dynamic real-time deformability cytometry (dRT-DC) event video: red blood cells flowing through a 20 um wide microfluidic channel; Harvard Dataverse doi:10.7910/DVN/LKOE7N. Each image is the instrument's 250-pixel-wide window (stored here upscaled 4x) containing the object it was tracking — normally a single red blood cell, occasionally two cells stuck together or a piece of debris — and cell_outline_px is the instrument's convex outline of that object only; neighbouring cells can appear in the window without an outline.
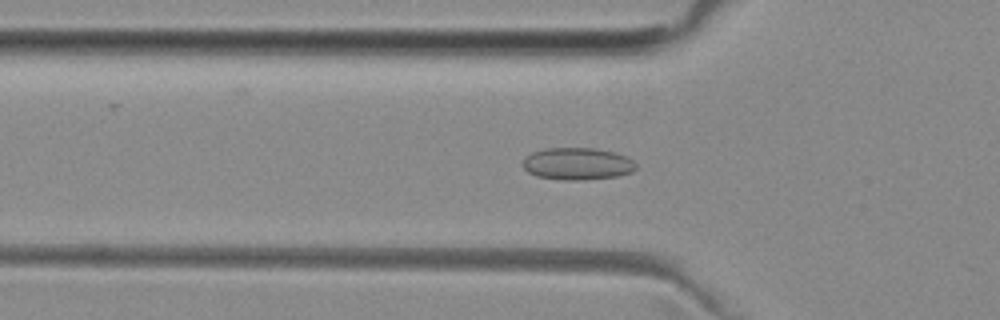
{"species": "common noctule bat (a hibernating species)", "species_latin": "Nyctalus noctula", "temperature_condition": "room temperature", "stored_images_in_passage": 32, "camera_frame_rate_fps": 3000, "um_per_image_px": 0.085, "animal": {"sex": "female", "body_mass_g": 29.2, "forearm_length_mm": 56.3}, "frame": {"image": 1, "passage_image": 17, "time_ms": 5.333, "image_size_px": [1000, 320], "cell_outline_px": [[636, 168], [632, 172], [616, 176], [584, 180], [560, 180], [536, 176], [528, 172], [520, 164], [524, 156], [532, 152], [544, 148], [596, 148], [616, 152], [628, 156], [636, 164]], "centroid_in_image_um": [49.05, 13.91], "position_along_channel_um": 76.8, "area_um2": 21.62}}
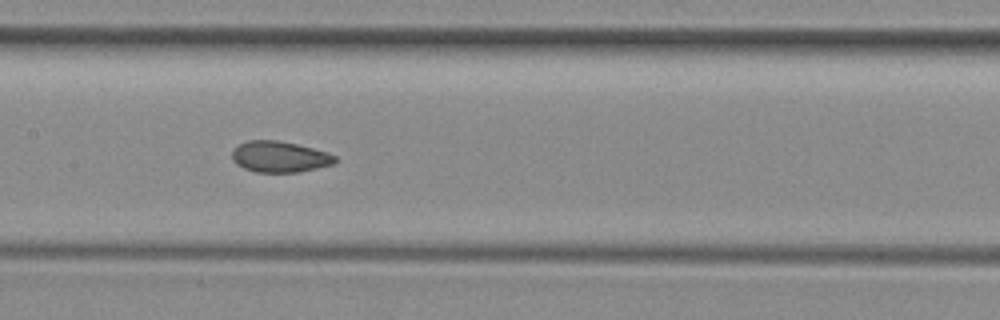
{"frame": {"image": 2, "passage_image": 25, "time_ms": 8.0, "image_size_px": [1000, 320], "cell_outline_px": [[336, 164], [296, 172], [256, 172], [244, 168], [236, 164], [232, 160], [232, 148], [248, 140], [276, 140], [296, 144], [328, 152], [336, 156]], "centroid_in_image_um": [23.76, 13.32], "position_along_channel_um": 183.6, "area_um2": 18.67}}
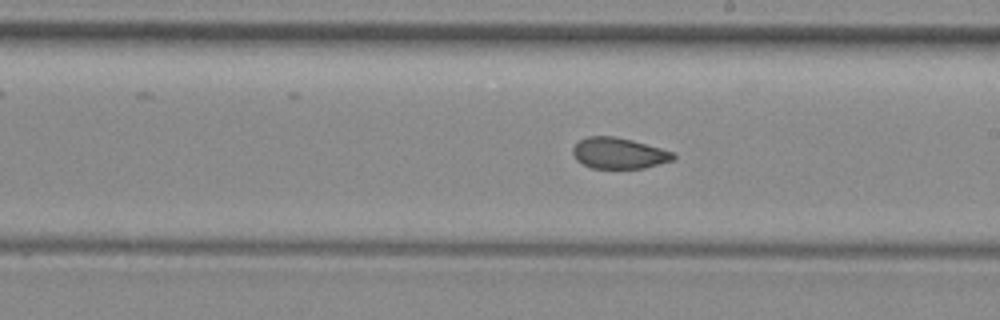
{"frame": {"image": 3, "passage_image": 29, "time_ms": 9.333, "image_size_px": [1000, 320], "cell_outline_px": [[676, 156], [672, 160], [644, 168], [592, 168], [576, 160], [572, 152], [572, 148], [580, 140], [588, 136], [616, 136], [632, 140], [676, 152]], "centroid_in_image_um": [52.61, 13.01], "position_along_channel_um": 236.4, "area_um2": 18.15}}